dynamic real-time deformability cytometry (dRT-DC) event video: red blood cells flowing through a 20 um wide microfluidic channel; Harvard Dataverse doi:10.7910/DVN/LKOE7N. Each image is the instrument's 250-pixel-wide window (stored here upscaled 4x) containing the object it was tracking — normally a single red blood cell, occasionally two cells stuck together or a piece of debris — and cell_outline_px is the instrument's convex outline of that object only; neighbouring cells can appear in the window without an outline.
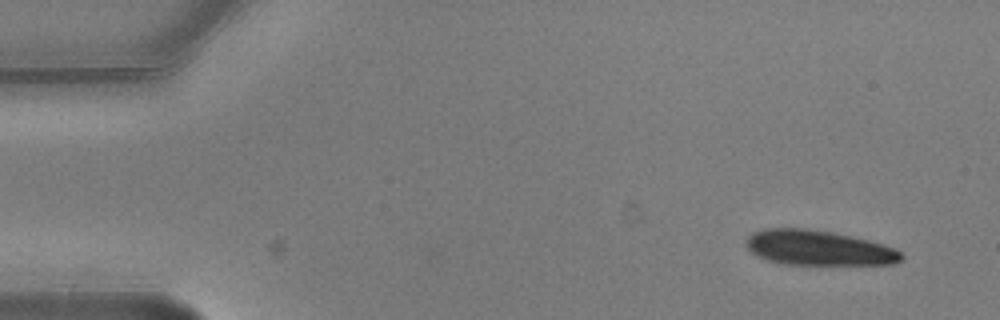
{"species": "common noctule bat (a hibernating species)", "species_latin": "Nyctalus noctula", "temperature_condition": "warm", "stored_images_in_passage": 4, "camera_frame_rate_fps": 3000, "um_per_image_px": 0.085, "animal": {"sex": "male", "body_mass_g": 20.5, "forearm_length_mm": 52.5}, "frame": {"image": 1, "passage_image": 1, "time_ms": 0.0, "image_size_px": [1000, 320], "cell_outline_px": [[904, 260], [896, 264], [780, 264], [764, 260], [756, 256], [744, 244], [744, 240], [752, 232], [764, 228], [804, 228], [832, 232], [852, 236], [868, 240], [896, 248], [904, 256]], "centroid_in_image_um": [69.53, 21.07], "position_along_channel_um": 15.5, "area_um2": 32.02}}